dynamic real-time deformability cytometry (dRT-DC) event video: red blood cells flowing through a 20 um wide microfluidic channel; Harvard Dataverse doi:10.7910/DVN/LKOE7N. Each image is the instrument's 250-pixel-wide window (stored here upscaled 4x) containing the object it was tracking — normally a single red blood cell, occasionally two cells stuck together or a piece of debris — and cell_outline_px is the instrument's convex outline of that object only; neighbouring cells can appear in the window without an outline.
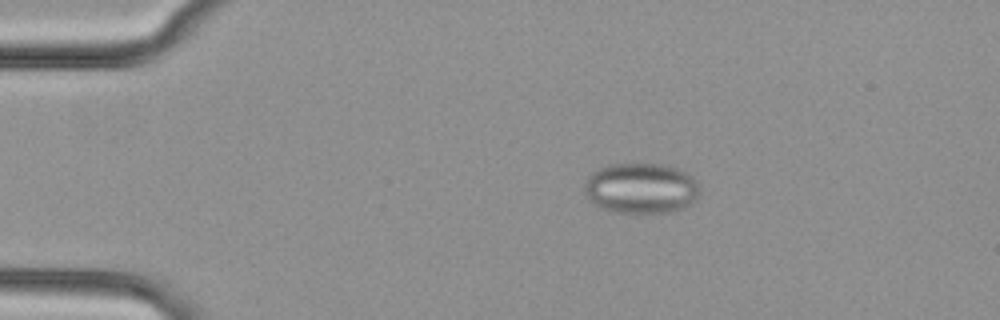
{"species": "common noctule bat (a hibernating species)", "species_latin": "Nyctalus noctula", "temperature_condition": "cold", "stored_images_in_passage": 46, "camera_frame_rate_fps": 3000, "um_per_image_px": 0.085, "animal": {"sex": "female", "body_mass_g": 29.2, "forearm_length_mm": 56.3}, "frame": {"image": 1, "passage_image": 5, "time_ms": 1.333, "image_size_px": [1000, 320], "cell_outline_px": [[700, 192], [696, 200], [684, 208], [676, 212], [616, 212], [592, 204], [588, 200], [584, 192], [584, 184], [588, 176], [592, 172], [608, 164], [660, 164], [676, 168], [692, 176], [700, 184]], "centroid_in_image_um": [54.5, 16.0], "position_along_channel_um": 30.5, "area_um2": 34.22}}
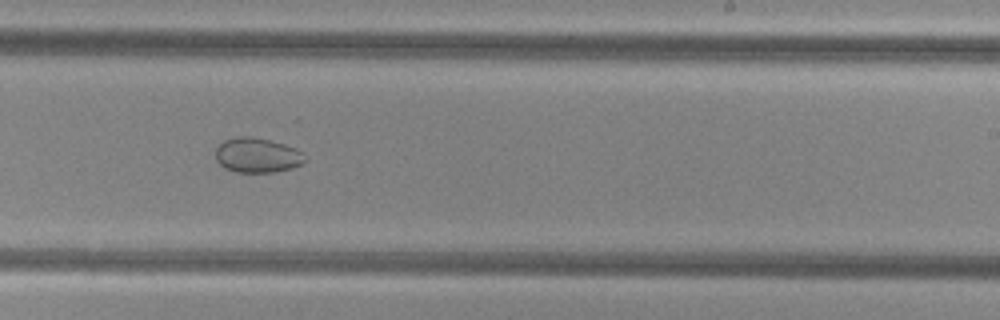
{"frame": {"image": 2, "passage_image": 27, "time_ms": 8.667, "image_size_px": [1000, 320], "cell_outline_px": [[308, 160], [292, 168], [276, 172], [236, 172], [224, 168], [216, 160], [216, 148], [224, 140], [236, 136], [252, 136], [284, 144], [296, 148], [304, 152]], "centroid_in_image_um": [21.89, 13.19], "position_along_channel_um": 267.1, "area_um2": 18.32}}
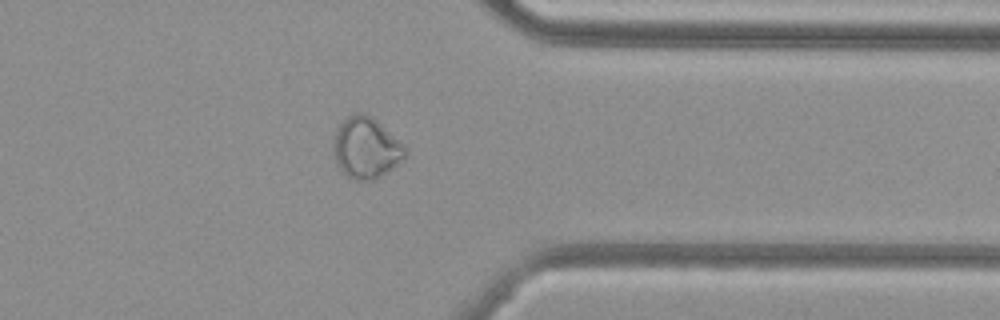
{"frame": {"image": 3, "passage_image": 36, "time_ms": 11.667, "image_size_px": [1000, 320], "cell_outline_px": [[408, 152], [388, 172], [376, 180], [352, 180], [340, 172], [336, 164], [332, 152], [332, 148], [336, 128], [348, 116], [356, 112], [364, 112], [372, 116], [404, 144], [408, 148]], "centroid_in_image_um": [31.08, 12.58], "position_along_channel_um": 380.3, "area_um2": 26.07}}